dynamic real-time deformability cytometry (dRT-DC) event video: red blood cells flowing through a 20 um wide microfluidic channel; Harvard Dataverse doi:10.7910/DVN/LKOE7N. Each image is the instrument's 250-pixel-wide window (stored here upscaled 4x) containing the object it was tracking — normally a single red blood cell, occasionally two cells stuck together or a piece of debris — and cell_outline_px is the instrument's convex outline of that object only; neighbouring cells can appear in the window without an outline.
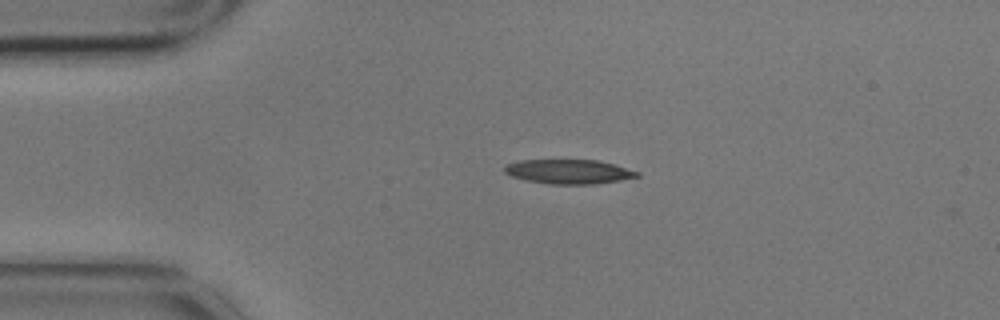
{"species": "common noctule bat (a hibernating species)", "species_latin": "Nyctalus noctula", "temperature_condition": "cold", "stored_images_in_passage": 4, "camera_frame_rate_fps": 3000, "um_per_image_px": 0.085, "animal": {"sex": "male", "body_mass_g": 17.9}, "frame": {"image": 1, "passage_image": 3, "time_ms": 0.667, "image_size_px": [1000, 320], "cell_outline_px": [[640, 176], [620, 180], [596, 184], [548, 184], [528, 180], [512, 176], [504, 172], [504, 164], [520, 160], [596, 160], [612, 164], [640, 172]], "centroid_in_image_um": [48.32, 14.59], "position_along_channel_um": 36.7, "area_um2": 18.73}}